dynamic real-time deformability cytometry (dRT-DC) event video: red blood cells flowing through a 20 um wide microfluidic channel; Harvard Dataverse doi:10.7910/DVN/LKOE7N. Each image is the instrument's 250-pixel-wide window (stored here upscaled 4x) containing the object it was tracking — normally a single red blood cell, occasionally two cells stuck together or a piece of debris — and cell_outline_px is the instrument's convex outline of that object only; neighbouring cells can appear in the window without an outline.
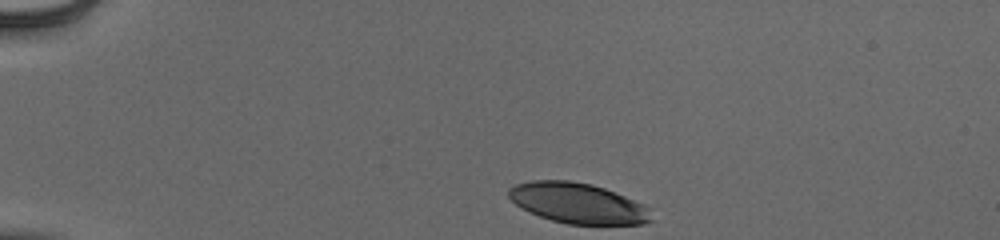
{"species": "human", "species_latin": "Homo sapiens", "temperature_condition": "cold", "stored_images_in_passage": 36, "camera_frame_rate_fps": 3000, "um_per_image_px": 0.085, "donor": {"sex": "male"}, "frame": {"image": 1, "passage_image": 1, "time_ms": 0.0, "image_size_px": [1000, 240], "cell_outline_px": [[652, 220], [644, 224], [568, 224], [552, 220], [540, 216], [516, 204], [508, 196], [508, 188], [516, 184], [532, 180], [568, 180], [592, 184], [604, 188], [644, 204], [652, 208]], "centroid_in_image_um": [49.16, 17.26], "position_along_channel_um": 35.8, "area_um2": 33.52}}
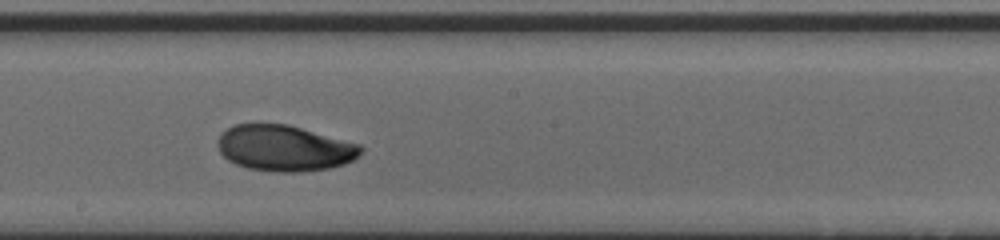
{"frame": {"image": 2, "passage_image": 21, "time_ms": 6.667, "image_size_px": [1000, 240], "cell_outline_px": [[364, 148], [352, 160], [344, 164], [328, 168], [300, 172], [276, 172], [248, 168], [236, 164], [228, 160], [220, 152], [216, 144], [220, 136], [232, 124], [288, 124], [360, 144]], "centroid_in_image_um": [24.16, 12.59], "position_along_channel_um": 224.0, "area_um2": 38.15}}
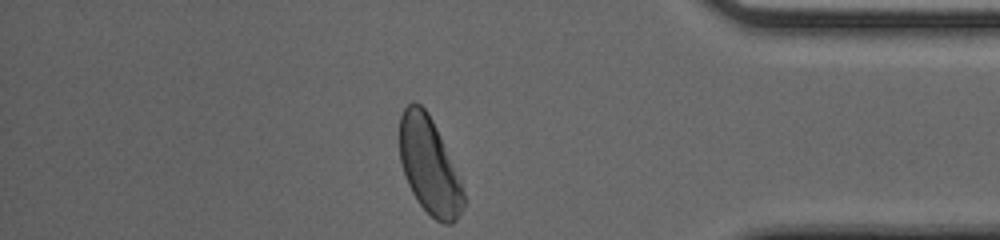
{"frame": {"image": 3, "passage_image": 36, "time_ms": 11.667, "image_size_px": [1000, 240], "cell_outline_px": [[464, 208], [456, 220], [452, 224], [444, 224], [436, 220], [416, 200], [408, 184], [400, 160], [400, 116], [404, 108], [412, 100], [420, 104], [428, 112], [440, 136], [464, 192]], "centroid_in_image_um": [36.47, 14.1], "position_along_channel_um": 398.7, "area_um2": 35.37}, "authors_computed_cell_mechanics": {"area_um2": 36.992, "velocity_mm_per_s": 3.9045, "shape_relaxation_time_tau1_ms": 3.1954, "shape_relaxation_time_tau2_ms": 4.3124, "deformation_change_tau1": 0.1484, "deformation_change_tau2": 0.0796}}